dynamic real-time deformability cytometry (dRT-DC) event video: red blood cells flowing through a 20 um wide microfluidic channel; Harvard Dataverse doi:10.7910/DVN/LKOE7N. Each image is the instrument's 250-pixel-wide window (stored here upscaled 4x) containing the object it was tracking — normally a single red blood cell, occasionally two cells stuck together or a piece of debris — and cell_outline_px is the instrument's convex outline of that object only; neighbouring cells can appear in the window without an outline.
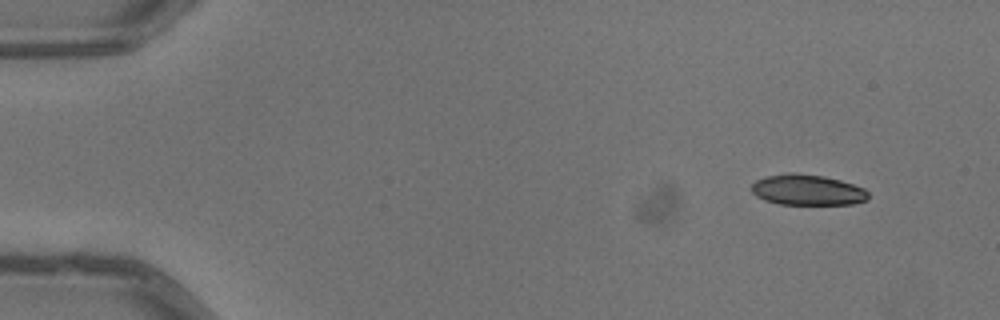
{"species": "common noctule bat (a hibernating species)", "species_latin": "Nyctalus noctula", "temperature_condition": "warm", "stored_images_in_passage": 4, "camera_frame_rate_fps": 3000, "um_per_image_px": 0.085, "animal": {"sex": "male", "body_mass_g": 13.3}, "frame": {"image": 1, "passage_image": 1, "time_ms": 0.0, "image_size_px": [1000, 320], "cell_outline_px": [[868, 200], [852, 204], [780, 204], [764, 200], [756, 196], [752, 192], [752, 184], [756, 180], [768, 176], [784, 172], [792, 172], [824, 176], [840, 180], [864, 188], [868, 192]], "centroid_in_image_um": [68.62, 16.14], "position_along_channel_um": 16.4, "area_um2": 20.92}}
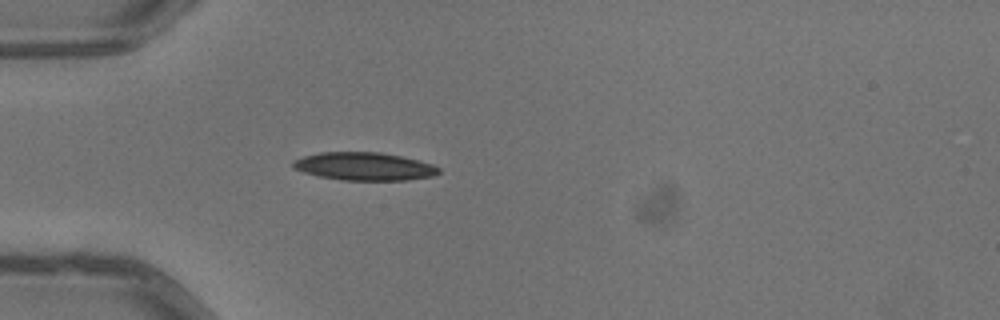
{"frame": {"image": 2, "passage_image": 4, "time_ms": 1.0, "image_size_px": [1000, 320], "cell_outline_px": [[440, 172], [432, 176], [408, 180], [340, 180], [320, 176], [304, 172], [292, 168], [292, 160], [304, 156], [320, 152], [380, 152], [400, 156], [432, 164], [440, 168]], "centroid_in_image_um": [30.93, 14.14], "position_along_channel_um": 54.1, "area_um2": 23.7}}